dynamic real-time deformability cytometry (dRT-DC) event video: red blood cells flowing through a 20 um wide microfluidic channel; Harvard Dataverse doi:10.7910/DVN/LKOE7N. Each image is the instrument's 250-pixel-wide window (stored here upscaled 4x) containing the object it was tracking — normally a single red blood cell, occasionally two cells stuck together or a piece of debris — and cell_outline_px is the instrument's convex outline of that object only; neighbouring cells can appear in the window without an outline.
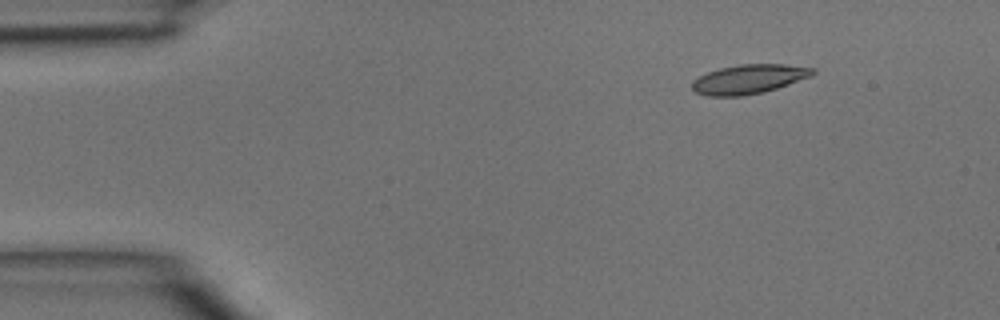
{"species": "common noctule bat (a hibernating species)", "species_latin": "Nyctalus noctula", "temperature_condition": "room temperature", "stored_images_in_passage": 4, "camera_frame_rate_fps": 3000, "um_per_image_px": 0.085, "animal": {"sex": "male", "body_mass_g": 15.6}, "frame": {"image": 1, "passage_image": 2, "time_ms": 0.333, "image_size_px": [1000, 320], "cell_outline_px": [[816, 72], [812, 76], [764, 92], [740, 96], [708, 96], [696, 92], [692, 88], [692, 80], [708, 72], [720, 68], [740, 64], [784, 64], [816, 68]], "centroid_in_image_um": [63.67, 6.72], "position_along_channel_um": 21.3, "area_um2": 20.52}}
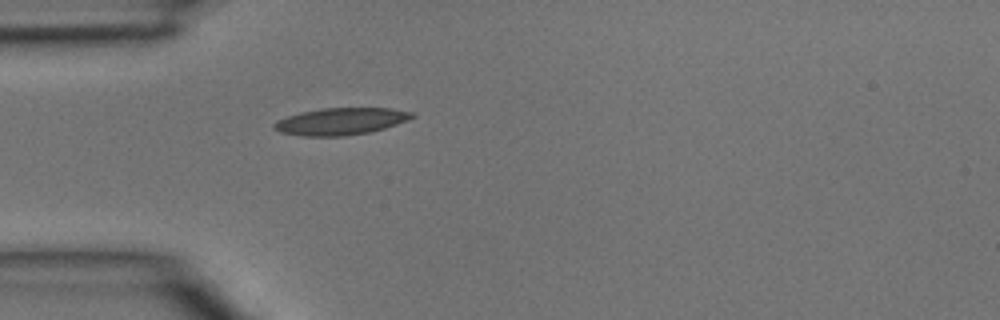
{"frame": {"image": 2, "passage_image": 4, "time_ms": 1.0, "image_size_px": [1000, 320], "cell_outline_px": [[416, 116], [408, 120], [384, 128], [368, 132], [344, 136], [300, 136], [280, 132], [272, 128], [272, 124], [276, 120], [300, 112], [320, 108], [392, 108], [412, 112]], "centroid_in_image_um": [28.93, 10.31], "position_along_channel_um": 56.1, "area_um2": 21.79}}